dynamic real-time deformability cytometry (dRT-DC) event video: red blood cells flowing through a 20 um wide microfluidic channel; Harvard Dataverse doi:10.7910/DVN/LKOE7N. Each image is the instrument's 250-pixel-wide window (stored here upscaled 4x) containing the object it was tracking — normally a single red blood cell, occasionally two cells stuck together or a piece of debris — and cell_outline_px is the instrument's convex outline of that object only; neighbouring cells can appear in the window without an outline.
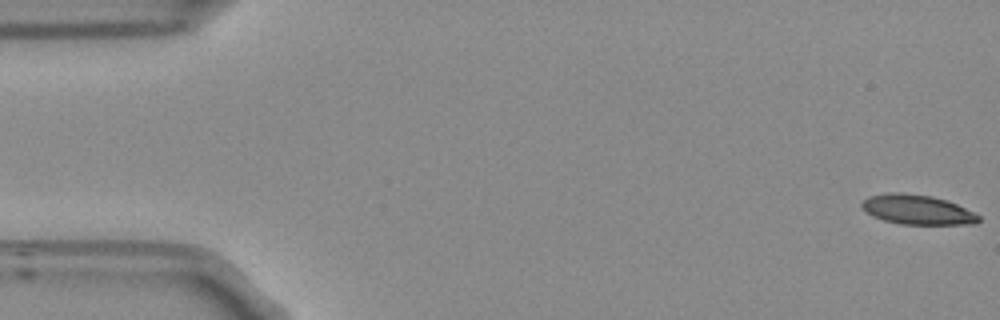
{"species": "Egyptian fruit bat (a non-hibernating species)", "species_latin": "Rousettus aegyptiacus", "temperature_condition": "room temperature", "stored_images_in_passage": 54, "camera_frame_rate_fps": 3000, "um_per_image_px": 0.085, "frame": {"image": 1, "passage_image": 1, "time_ms": 0.0, "image_size_px": [1000, 320], "cell_outline_px": [[980, 220], [976, 224], [900, 224], [884, 220], [872, 216], [860, 204], [868, 196], [888, 192], [900, 192], [932, 196], [948, 200], [980, 216]], "centroid_in_image_um": [77.96, 17.81], "position_along_channel_um": 7.0, "area_um2": 20.11}}
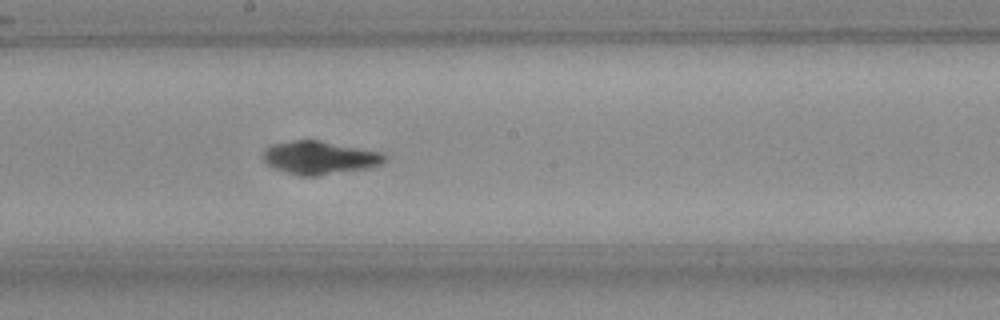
{"frame": {"image": 2, "passage_image": 29, "time_ms": 9.333, "image_size_px": [1000, 320], "cell_outline_px": [[384, 160], [380, 164], [372, 168], [316, 176], [304, 176], [284, 172], [272, 168], [264, 160], [264, 152], [272, 144], [292, 140], [320, 140], [380, 152], [384, 156]], "centroid_in_image_um": [27.15, 13.41], "position_along_channel_um": 221.0, "area_um2": 23.35}}
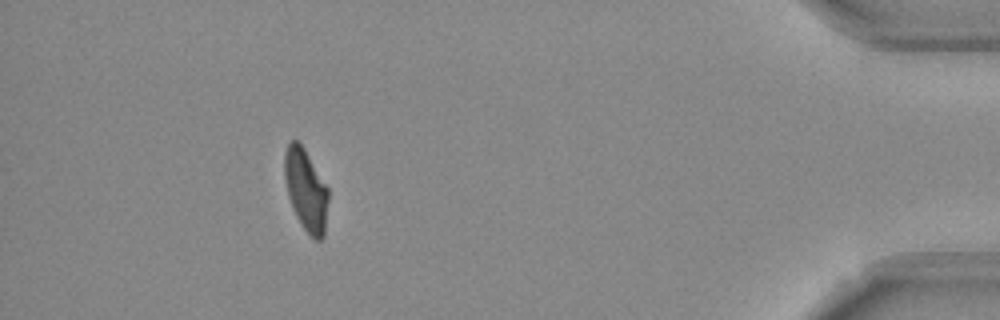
{"frame": {"image": 3, "passage_image": 49, "time_ms": 16.0, "image_size_px": [1000, 320], "cell_outline_px": [[328, 200], [324, 236], [320, 240], [316, 240], [300, 224], [292, 208], [288, 196], [284, 176], [284, 156], [288, 144], [292, 140], [296, 140], [304, 148], [328, 188]], "centroid_in_image_um": [25.99, 16.15], "position_along_channel_um": 409.2, "area_um2": 20.69}, "authors_computed_cell_mechanics": {"area_um2": 21.5305, "velocity_mm_per_s": 3.7468, "shape_relaxation_time_tau1_ms": 4.9707, "shape_relaxation_time_tau2_ms": 1.9885, "deformation_change_tau1": 0.1738, "deformation_change_tau2": 0.0908}}